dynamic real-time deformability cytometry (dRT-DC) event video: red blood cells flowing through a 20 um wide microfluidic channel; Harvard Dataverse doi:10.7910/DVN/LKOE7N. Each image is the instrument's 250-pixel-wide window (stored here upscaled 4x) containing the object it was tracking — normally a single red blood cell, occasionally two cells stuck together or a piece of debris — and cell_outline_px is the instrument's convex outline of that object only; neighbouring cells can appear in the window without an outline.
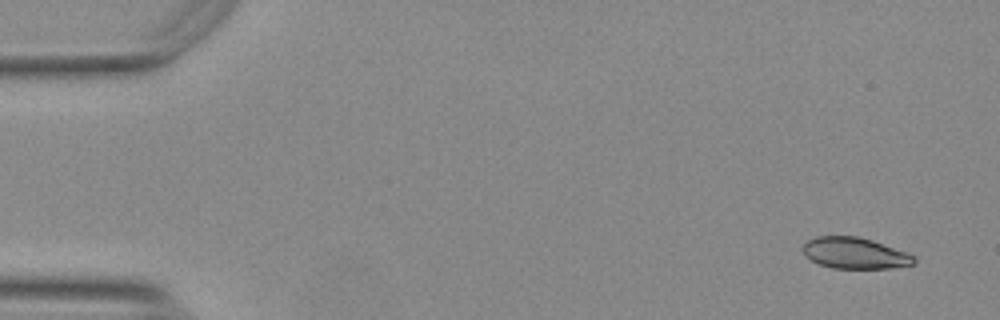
{"species": "Egyptian fruit bat (a non-hibernating species)", "species_latin": "Rousettus aegyptiacus", "temperature_condition": "warm", "stored_images_in_passage": 52, "camera_frame_rate_fps": 3000, "um_per_image_px": 0.085, "animal": {"sex": "female"}, "frame": {"image": 1, "passage_image": 1, "time_ms": 0.0, "image_size_px": [1000, 320], "cell_outline_px": [[916, 264], [888, 268], [832, 268], [820, 264], [804, 256], [800, 248], [808, 240], [816, 236], [856, 236], [872, 240], [904, 252], [912, 256], [916, 260]], "centroid_in_image_um": [72.59, 21.51], "position_along_channel_um": 12.4, "area_um2": 20.06}}
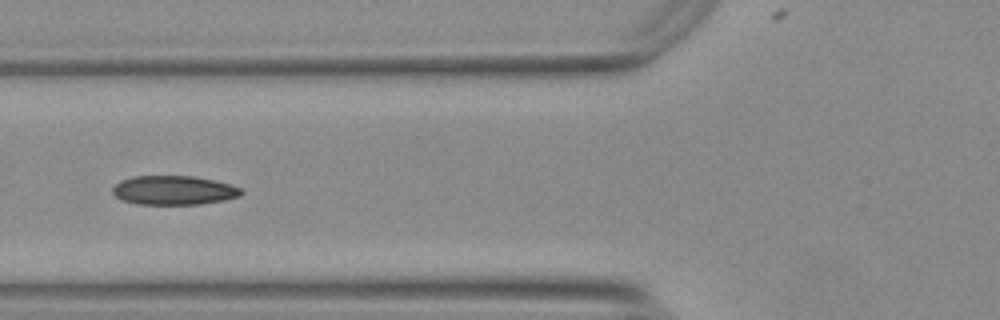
{"frame": {"image": 2, "passage_image": 19, "time_ms": 6.0, "image_size_px": [1000, 320], "cell_outline_px": [[244, 192], [240, 196], [224, 200], [200, 204], [136, 204], [124, 200], [116, 196], [112, 192], [112, 188], [120, 180], [136, 176], [196, 176], [232, 184], [240, 188]], "centroid_in_image_um": [14.8, 16.17], "position_along_channel_um": 111.0, "area_um2": 21.85}}
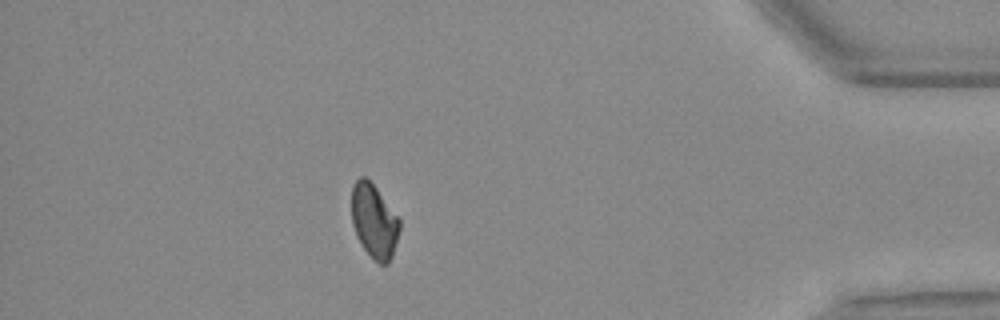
{"frame": {"image": 3, "passage_image": 46, "time_ms": 15.0, "image_size_px": [1000, 320], "cell_outline_px": [[400, 228], [392, 256], [388, 264], [380, 264], [372, 260], [360, 244], [356, 236], [352, 224], [352, 184], [360, 176], [364, 176], [376, 188], [400, 220]], "centroid_in_image_um": [31.78, 18.83], "position_along_channel_um": 403.4, "area_um2": 20.69}, "authors_computed_cell_mechanics": {"area_um2": 21.5305, "velocity_mm_per_s": 3.7547, "shape_relaxation_time_tau1_ms": 8.8086, "shape_relaxation_time_tau2_ms": 4.1583, "deformation_change_tau1": 0.1804, "deformation_change_tau2": 0.0735}}